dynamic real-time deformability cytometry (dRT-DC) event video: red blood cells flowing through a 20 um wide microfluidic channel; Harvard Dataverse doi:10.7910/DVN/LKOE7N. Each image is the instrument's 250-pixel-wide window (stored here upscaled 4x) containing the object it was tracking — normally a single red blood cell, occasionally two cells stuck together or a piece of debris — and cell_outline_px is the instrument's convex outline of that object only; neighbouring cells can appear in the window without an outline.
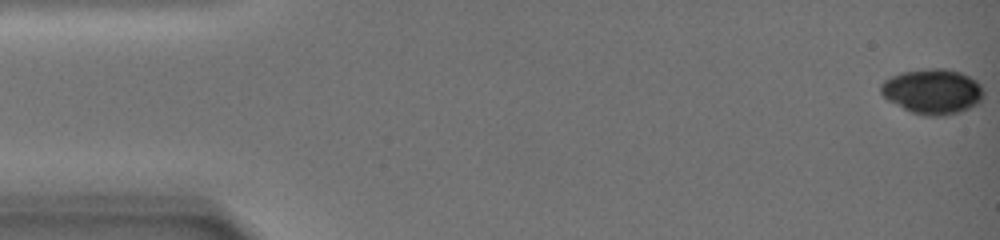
{"species": "common noctule bat (a hibernating species)", "species_latin": "Nyctalus noctula", "temperature_condition": "warm", "stored_images_in_passage": 21, "camera_frame_rate_fps": 3000, "um_per_image_px": 0.085, "animal": {"sex": "female", "body_mass_g": 19.0, "forearm_length_mm": 51.5}, "frame": {"image": 1, "passage_image": 1, "time_ms": 0.0, "image_size_px": [1000, 240], "cell_outline_px": [[984, 96], [980, 104], [960, 112], [940, 116], [924, 116], [912, 112], [888, 100], [880, 92], [880, 84], [884, 80], [900, 72], [928, 68], [944, 68], [960, 72], [976, 80], [984, 88]], "centroid_in_image_um": [79.3, 7.77], "position_along_channel_um": 5.7, "area_um2": 27.28}}
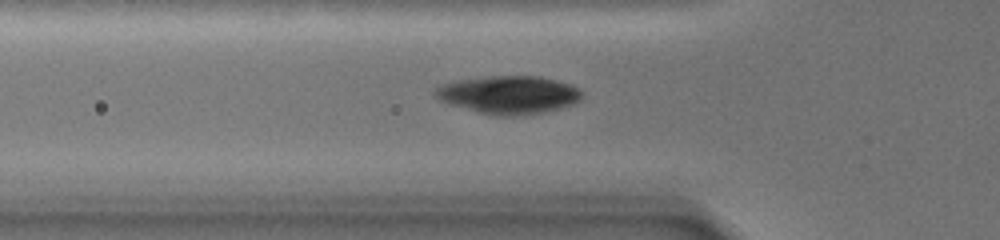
{"frame": {"image": 2, "passage_image": 18, "time_ms": 7.667, "image_size_px": [1000, 240], "cell_outline_px": [[584, 96], [580, 100], [572, 104], [560, 108], [544, 112], [516, 116], [492, 116], [476, 112], [448, 104], [440, 100], [432, 92], [440, 84], [456, 80], [488, 76], [540, 76], [572, 84], [580, 88], [584, 92]], "centroid_in_image_um": [43.25, 8.06], "position_along_channel_um": 82.6, "area_um2": 33.06}}
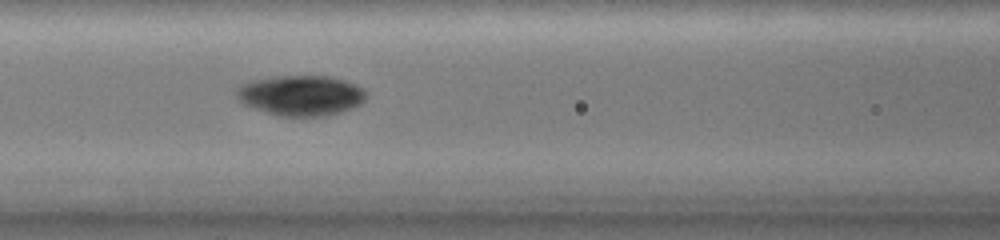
{"frame": {"image": 3, "passage_image": 21, "time_ms": 9.667, "image_size_px": [1000, 240], "cell_outline_px": [[368, 96], [360, 104], [340, 112], [324, 116], [280, 116], [244, 104], [236, 96], [236, 88], [240, 84], [248, 80], [276, 76], [332, 76], [356, 84], [364, 88], [368, 92]], "centroid_in_image_um": [25.59, 8.09], "position_along_channel_um": 141.0, "area_um2": 30.63}}